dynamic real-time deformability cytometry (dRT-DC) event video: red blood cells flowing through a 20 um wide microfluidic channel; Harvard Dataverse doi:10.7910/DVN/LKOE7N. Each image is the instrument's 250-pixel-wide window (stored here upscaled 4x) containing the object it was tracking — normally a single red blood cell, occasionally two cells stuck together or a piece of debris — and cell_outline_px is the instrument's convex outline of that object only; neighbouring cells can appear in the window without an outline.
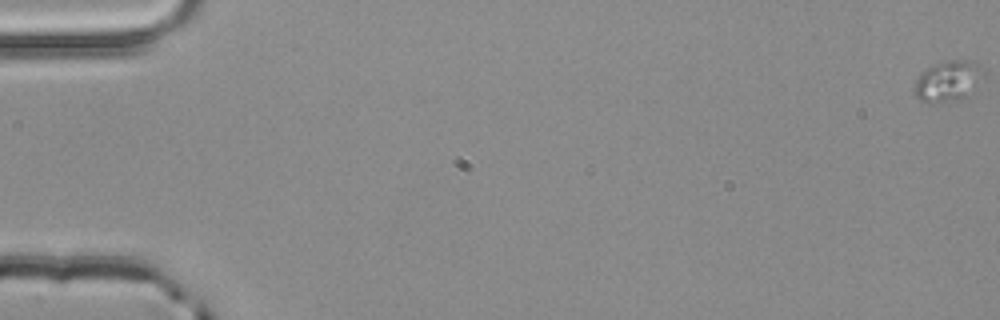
{"species": "common noctule bat (a hibernating species)", "species_latin": "Nyctalus noctula", "temperature_condition": "room temperature", "stored_images_in_passage": 6, "camera_frame_rate_fps": 3000, "um_per_image_px": 0.085, "animal": {"sex": "male", "body_mass_g": 20.4}, "frame": {"image": 1, "passage_image": 1, "time_ms": 0.0, "image_size_px": [1000, 320], "cell_outline_px": [[976, 64], [964, 96], [936, 104], [920, 100], [916, 96], [916, 80], [920, 72], [936, 64], [952, 60], [972, 60]], "centroid_in_image_um": [80.29, 6.9], "position_along_channel_um": 4.7, "area_um2": 14.1}}